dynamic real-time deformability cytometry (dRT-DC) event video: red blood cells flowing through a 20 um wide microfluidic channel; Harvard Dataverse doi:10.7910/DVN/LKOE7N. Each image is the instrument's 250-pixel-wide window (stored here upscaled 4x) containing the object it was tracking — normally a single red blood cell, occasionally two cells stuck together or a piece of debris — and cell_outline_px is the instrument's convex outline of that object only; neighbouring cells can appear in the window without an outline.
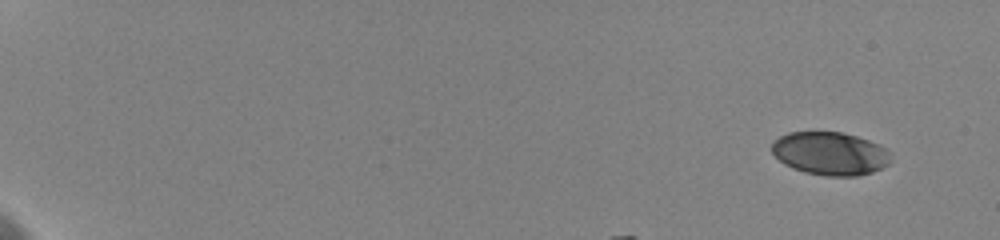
{"species": "human", "species_latin": "Homo sapiens", "temperature_condition": "cold", "stored_images_in_passage": 13, "camera_frame_rate_fps": 3000, "um_per_image_px": 0.085, "donor": {"sex": "female"}, "frame": {"image": 1, "passage_image": 1, "time_ms": 0.0, "image_size_px": [1000, 240], "cell_outline_px": [[892, 152], [888, 164], [872, 172], [856, 176], [824, 176], [804, 172], [792, 168], [784, 164], [772, 152], [772, 140], [788, 132], [840, 132], [856, 136], [880, 144]], "centroid_in_image_um": [70.56, 13.05], "position_along_channel_um": 14.4, "area_um2": 30.06}}
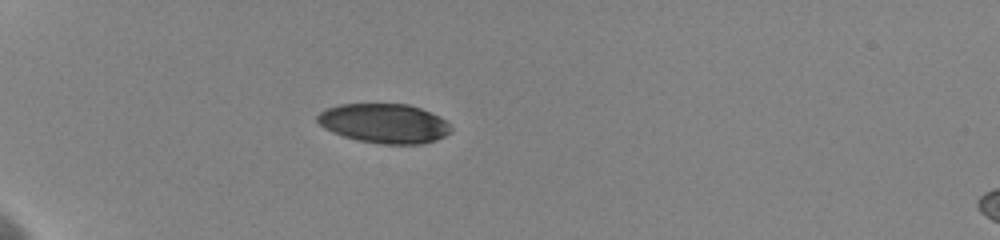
{"frame": {"image": 2, "passage_image": 8, "time_ms": 5.333, "image_size_px": [1000, 240], "cell_outline_px": [[452, 132], [436, 140], [420, 144], [380, 144], [360, 140], [344, 136], [332, 132], [324, 128], [316, 120], [316, 116], [324, 108], [340, 104], [408, 104], [420, 108], [440, 116], [448, 120], [452, 128]], "centroid_in_image_um": [32.68, 10.48], "position_along_channel_um": 52.3, "area_um2": 30.92}}